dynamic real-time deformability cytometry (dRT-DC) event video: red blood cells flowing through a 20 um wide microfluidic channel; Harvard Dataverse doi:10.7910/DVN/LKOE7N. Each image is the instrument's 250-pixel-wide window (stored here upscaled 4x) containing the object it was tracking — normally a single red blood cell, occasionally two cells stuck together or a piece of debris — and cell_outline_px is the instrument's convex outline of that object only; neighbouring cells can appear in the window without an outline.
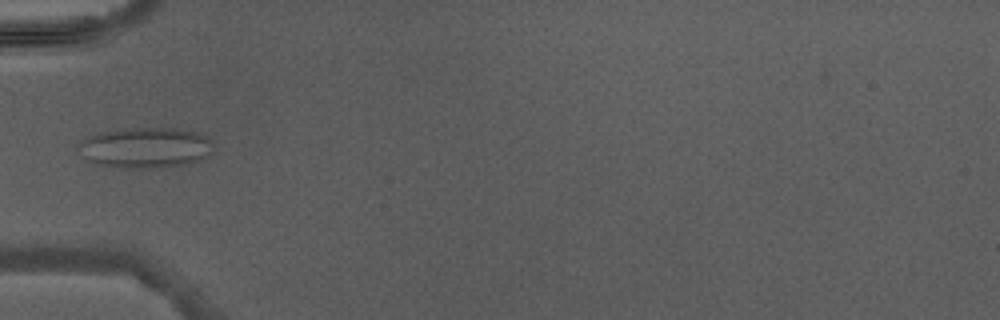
{"species": "Egyptian fruit bat (a non-hibernating species)", "species_latin": "Rousettus aegyptiacus", "temperature_condition": "warm", "stored_images_in_passage": 5, "camera_frame_rate_fps": 3000, "um_per_image_px": 0.085, "animal": {"sex": "male"}, "frame": {"image": 1, "passage_image": 4, "time_ms": 4.667, "image_size_px": [1000, 320], "cell_outline_px": [[212, 152], [208, 156], [200, 160], [188, 164], [152, 168], [132, 168], [100, 164], [92, 160], [80, 144], [84, 140], [92, 136], [104, 132], [128, 128], [176, 128], [196, 132], [212, 140]], "centroid_in_image_um": [12.54, 12.54], "position_along_channel_um": 72.5, "area_um2": 30.87}}